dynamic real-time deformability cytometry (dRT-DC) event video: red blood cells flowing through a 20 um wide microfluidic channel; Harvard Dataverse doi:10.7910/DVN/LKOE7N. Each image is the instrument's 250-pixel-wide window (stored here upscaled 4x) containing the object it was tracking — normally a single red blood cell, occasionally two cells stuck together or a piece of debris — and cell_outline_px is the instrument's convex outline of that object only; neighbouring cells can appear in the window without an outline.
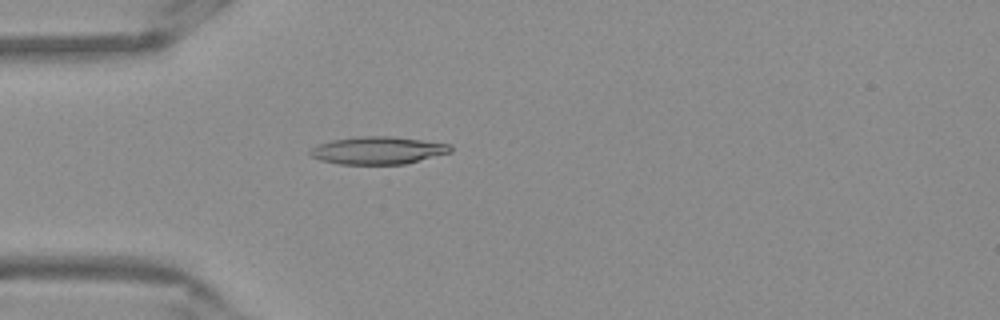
{"species": "Egyptian fruit bat (a non-hibernating species)", "species_latin": "Rousettus aegyptiacus", "temperature_condition": "warm", "stored_images_in_passage": 44, "camera_frame_rate_fps": 3000, "um_per_image_px": 0.085, "frame": {"image": 1, "passage_image": 7, "time_ms": 2.0, "image_size_px": [1000, 320], "cell_outline_px": [[452, 152], [404, 164], [340, 164], [320, 160], [312, 156], [308, 152], [312, 148], [320, 144], [332, 140], [360, 136], [392, 136], [452, 144]], "centroid_in_image_um": [32.15, 12.78], "position_along_channel_um": 52.8, "area_um2": 22.48}}
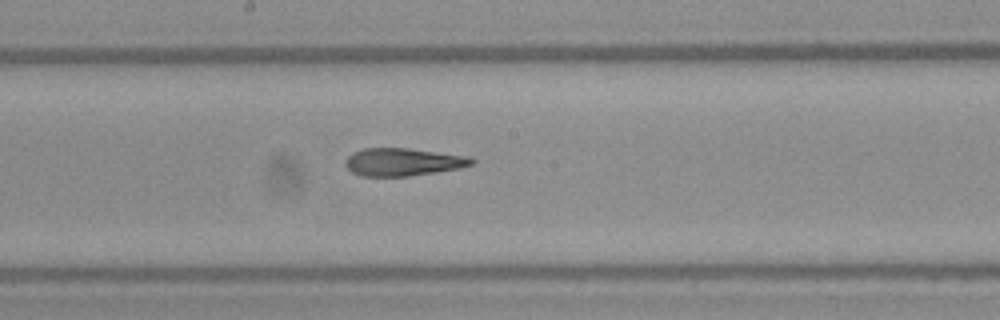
{"frame": {"image": 2, "passage_image": 20, "time_ms": 6.333, "image_size_px": [1000, 320], "cell_outline_px": [[476, 160], [472, 164], [460, 168], [436, 172], [408, 176], [360, 176], [352, 172], [344, 164], [348, 156], [352, 152], [364, 148], [408, 148], [472, 156]], "centroid_in_image_um": [34.28, 13.76], "position_along_channel_um": 213.9, "area_um2": 20.58}}
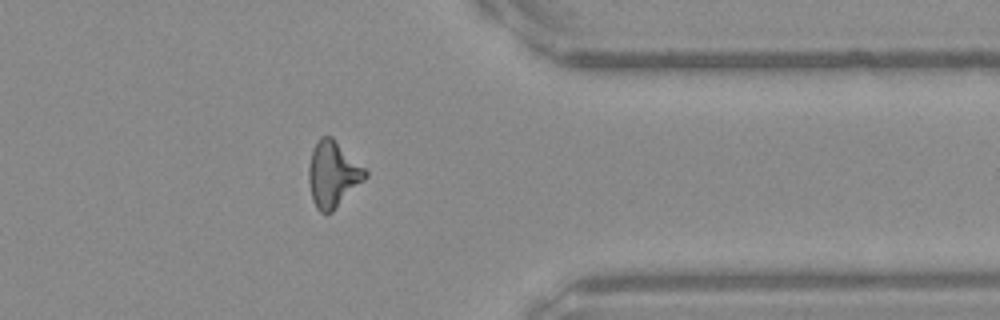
{"frame": {"image": 3, "passage_image": 34, "time_ms": 11.0, "image_size_px": [1000, 320], "cell_outline_px": [[368, 176], [332, 212], [320, 212], [316, 208], [312, 200], [308, 180], [308, 168], [312, 148], [320, 136], [332, 136], [368, 172]], "centroid_in_image_um": [28.27, 14.8], "position_along_channel_um": 383.1, "area_um2": 21.68}, "authors_computed_cell_mechanics": {"area_um2": 20.9814, "velocity_mm_per_s": 3.8905, "shape_relaxation_time_tau1_ms": null, "shape_relaxation_time_tau2_ms": 2.5947, "deformation_change_tau1": null, "deformation_change_tau2": 0.1241}}